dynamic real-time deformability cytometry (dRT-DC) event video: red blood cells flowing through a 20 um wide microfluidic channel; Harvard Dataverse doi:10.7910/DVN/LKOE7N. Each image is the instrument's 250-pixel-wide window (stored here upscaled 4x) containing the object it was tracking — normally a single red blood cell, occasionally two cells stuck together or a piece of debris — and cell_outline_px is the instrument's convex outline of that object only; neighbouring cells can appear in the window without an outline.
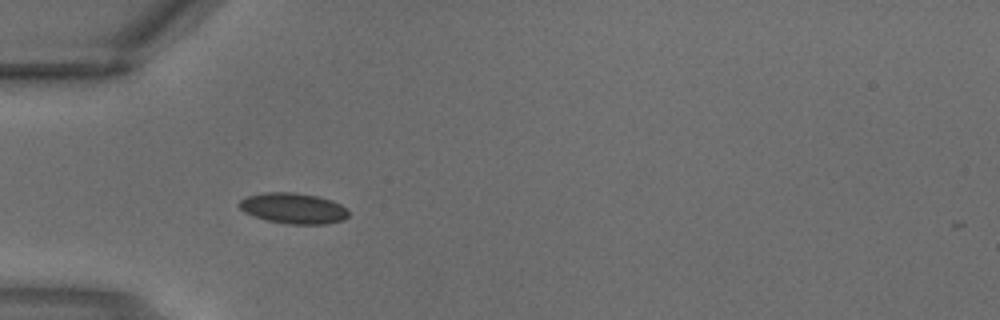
{"species": "common noctule bat (a hibernating species)", "species_latin": "Nyctalus noctula", "temperature_condition": "warm", "stored_images_in_passage": 1, "camera_frame_rate_fps": 3000, "um_per_image_px": 0.085, "animal": {"sex": "male", "body_mass_g": 18.8}, "frame": {"image": 1, "passage_image": 1, "time_ms": 0.0, "image_size_px": [1000, 320], "cell_outline_px": [[348, 216], [344, 220], [324, 224], [288, 224], [268, 220], [252, 216], [244, 212], [236, 204], [240, 200], [248, 196], [264, 192], [292, 192], [316, 196], [332, 200], [348, 208]], "centroid_in_image_um": [24.93, 17.7], "position_along_channel_um": 60.1, "area_um2": 19.65}}